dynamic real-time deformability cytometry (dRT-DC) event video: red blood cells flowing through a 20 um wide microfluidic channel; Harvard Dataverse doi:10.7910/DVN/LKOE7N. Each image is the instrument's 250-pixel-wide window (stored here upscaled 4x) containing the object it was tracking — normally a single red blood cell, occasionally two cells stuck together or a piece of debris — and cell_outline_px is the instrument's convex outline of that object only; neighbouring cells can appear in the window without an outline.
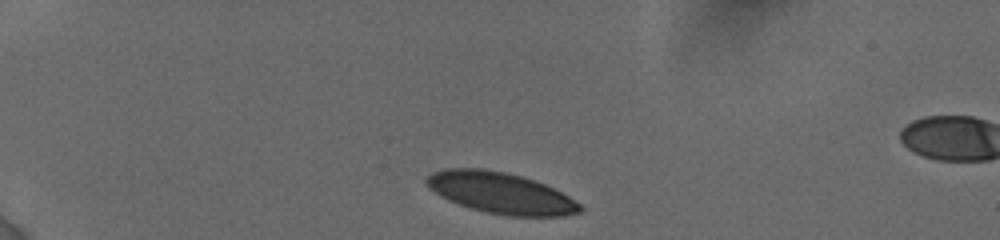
{"species": "human", "species_latin": "Homo sapiens", "temperature_condition": "cold", "stored_images_in_passage": 16, "camera_frame_rate_fps": 3000, "um_per_image_px": 0.085, "donor": {"sex": "female"}, "frame": {"image": 1, "passage_image": 1, "time_ms": 0.0, "image_size_px": [1000, 240], "cell_outline_px": [[584, 208], [580, 212], [564, 216], [508, 216], [484, 212], [448, 200], [428, 188], [424, 180], [432, 172], [444, 168], [484, 168], [504, 172], [520, 176], [544, 184], [568, 196], [580, 204]], "centroid_in_image_um": [42.53, 16.4], "position_along_channel_um": 42.5, "area_um2": 36.65}}
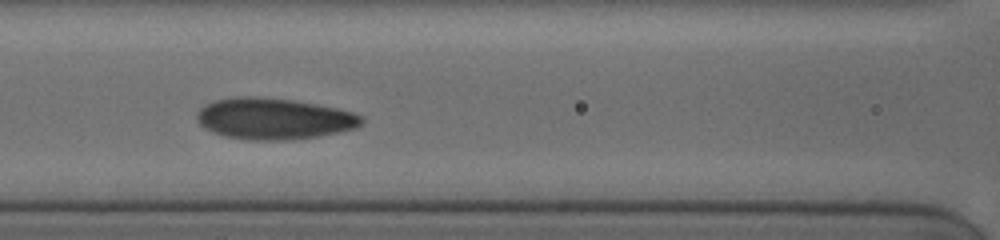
{"frame": {"image": 2, "passage_image": 11, "time_ms": 4.333, "image_size_px": [1000, 240], "cell_outline_px": [[364, 120], [356, 128], [320, 136], [284, 140], [248, 140], [224, 136], [212, 132], [204, 128], [196, 120], [196, 116], [200, 108], [216, 100], [240, 96], [248, 96], [292, 100], [316, 104], [336, 108], [352, 112], [364, 116]], "centroid_in_image_um": [23.28, 10.1], "position_along_channel_um": 143.3, "area_um2": 39.48}}
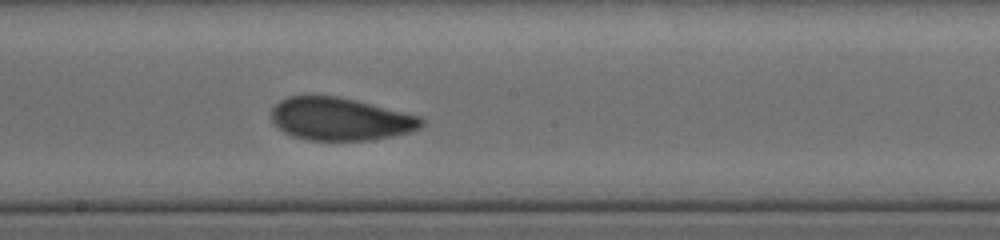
{"frame": {"image": 3, "passage_image": 16, "time_ms": 6.333, "image_size_px": [1000, 240], "cell_outline_px": [[424, 124], [420, 128], [408, 132], [392, 136], [372, 140], [308, 140], [292, 136], [284, 132], [272, 124], [268, 116], [272, 108], [280, 100], [288, 96], [336, 96], [356, 100], [420, 116], [424, 120]], "centroid_in_image_um": [28.87, 10.12], "position_along_channel_um": 219.3, "area_um2": 37.63}}